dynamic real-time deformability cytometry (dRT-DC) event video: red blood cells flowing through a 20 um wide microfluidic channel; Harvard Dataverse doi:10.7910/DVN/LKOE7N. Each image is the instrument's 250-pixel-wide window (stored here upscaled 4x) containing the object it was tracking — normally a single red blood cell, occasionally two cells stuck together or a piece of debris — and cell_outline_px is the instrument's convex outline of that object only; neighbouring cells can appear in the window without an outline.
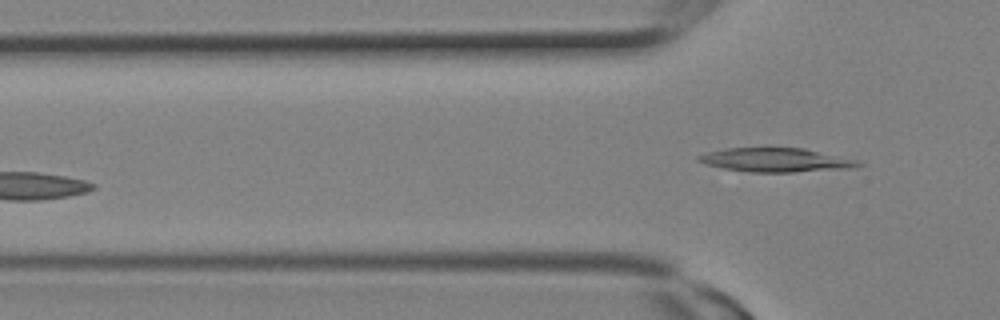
{"species": "Egyptian fruit bat (a non-hibernating species)", "species_latin": "Rousettus aegyptiacus", "temperature_condition": "room temperature", "stored_images_in_passage": 8, "camera_frame_rate_fps": 3000, "um_per_image_px": 0.085, "animal": {"sex": "female"}, "frame": {"image": 1, "passage_image": 8, "time_ms": 2.333, "image_size_px": [1000, 320], "cell_outline_px": [[864, 164], [852, 168], [792, 172], [748, 172], [724, 168], [704, 164], [696, 160], [696, 156], [708, 152], [728, 148], [804, 148], [856, 160]], "centroid_in_image_um": [65.91, 13.6], "position_along_channel_um": 59.9, "area_um2": 22.08}}